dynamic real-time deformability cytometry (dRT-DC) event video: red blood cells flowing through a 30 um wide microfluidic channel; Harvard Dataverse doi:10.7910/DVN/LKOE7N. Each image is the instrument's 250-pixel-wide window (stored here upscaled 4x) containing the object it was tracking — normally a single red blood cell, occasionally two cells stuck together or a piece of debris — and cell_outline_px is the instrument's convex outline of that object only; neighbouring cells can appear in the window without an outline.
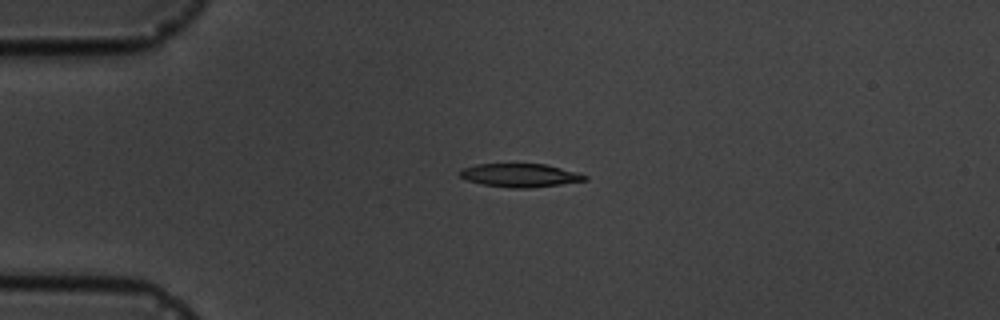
{"species": "common noctule bat (a hibernating species)", "species_latin": "Nyctalus noctula", "temperature_condition": "cold", "stored_images_in_passage": 4, "camera_frame_rate_fps": 3000, "um_per_image_px": 0.085, "animal": {"sex": "male", "body_mass_g": 19.5, "forearm_length_mm": 54.6}, "frame": {"image": 1, "passage_image": 3, "time_ms": 3.333, "image_size_px": [1000, 320], "cell_outline_px": [[588, 180], [560, 184], [528, 188], [512, 188], [484, 184], [468, 180], [460, 176], [460, 168], [476, 164], [544, 164], [580, 172], [588, 176]], "centroid_in_image_um": [44.24, 14.89], "position_along_channel_um": 40.8, "area_um2": 16.99}}